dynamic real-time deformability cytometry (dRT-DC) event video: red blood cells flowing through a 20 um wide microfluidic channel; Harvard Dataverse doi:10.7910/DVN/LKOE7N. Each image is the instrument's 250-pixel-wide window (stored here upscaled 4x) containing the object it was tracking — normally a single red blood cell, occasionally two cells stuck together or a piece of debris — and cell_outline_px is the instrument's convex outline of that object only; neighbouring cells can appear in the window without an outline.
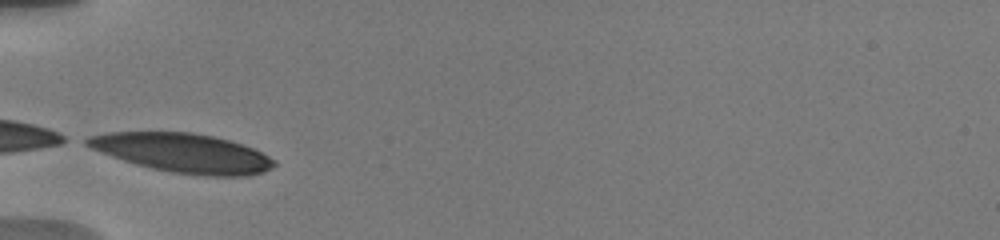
{"species": "human", "species_latin": "Homo sapiens", "temperature_condition": "warm", "stored_images_in_passage": 10, "camera_frame_rate_fps": 3000, "um_per_image_px": 0.085, "donor": {"sex": "male"}, "frame": {"image": 1, "passage_image": 1, "time_ms": 0.0, "image_size_px": [1000, 240], "cell_outline_px": [[276, 164], [272, 168], [264, 172], [248, 176], [204, 176], [172, 172], [152, 168], [136, 164], [112, 156], [92, 148], [84, 144], [80, 140], [88, 136], [104, 132], [192, 132], [212, 136], [228, 140], [252, 148], [276, 160]], "centroid_in_image_um": [15.52, 13.0], "position_along_channel_um": 69.5, "area_um2": 42.54}}
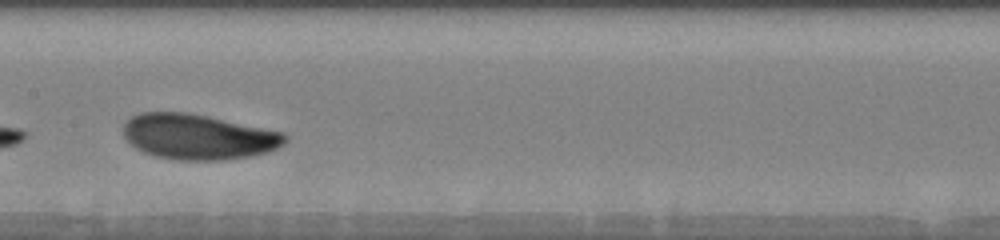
{"frame": {"image": 2, "passage_image": 6, "time_ms": 3.333, "image_size_px": [1000, 240], "cell_outline_px": [[288, 140], [284, 144], [268, 152], [252, 156], [224, 160], [180, 160], [156, 156], [144, 152], [136, 148], [124, 136], [124, 124], [132, 116], [140, 112], [188, 112], [208, 116], [284, 132], [288, 136]], "centroid_in_image_um": [16.88, 11.62], "position_along_channel_um": 190.5, "area_um2": 42.77}}
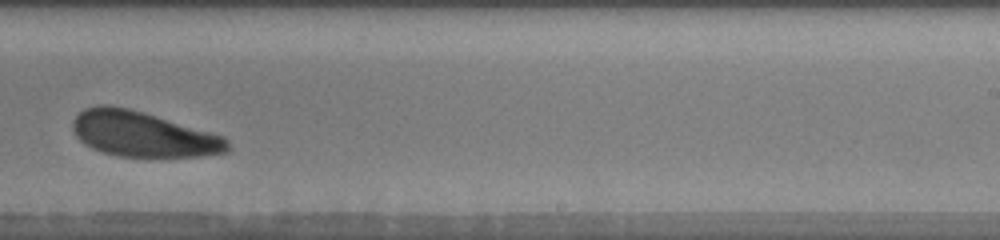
{"frame": {"image": 3, "passage_image": 9, "time_ms": 5.667, "image_size_px": [1000, 240], "cell_outline_px": [[228, 152], [200, 156], [116, 156], [100, 152], [84, 144], [76, 136], [72, 128], [72, 120], [84, 108], [100, 104], [108, 104], [128, 108], [144, 112], [224, 136], [228, 140]], "centroid_in_image_um": [12.1, 11.39], "position_along_channel_um": 276.9, "area_um2": 40.81}}